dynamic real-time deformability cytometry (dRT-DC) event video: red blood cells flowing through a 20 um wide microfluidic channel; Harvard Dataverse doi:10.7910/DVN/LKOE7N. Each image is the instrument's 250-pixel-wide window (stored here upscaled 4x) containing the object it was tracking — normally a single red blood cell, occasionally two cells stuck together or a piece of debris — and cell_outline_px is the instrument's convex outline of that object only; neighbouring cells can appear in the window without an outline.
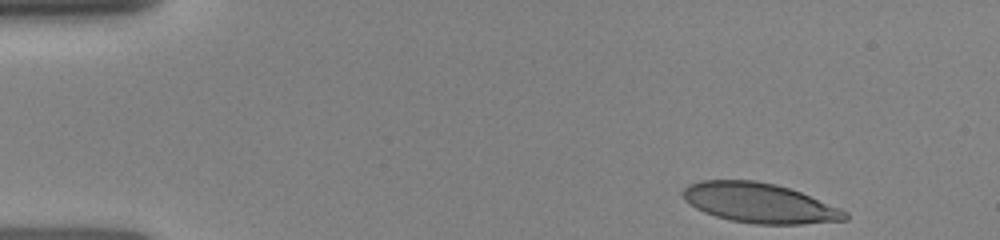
{"species": "human", "species_latin": "Homo sapiens", "temperature_condition": "room temperature", "stored_images_in_passage": 6, "camera_frame_rate_fps": 3000, "um_per_image_px": 0.085, "donor": {"sex": "female"}, "frame": {"image": 1, "passage_image": 1, "time_ms": 0.0, "image_size_px": [1000, 240], "cell_outline_px": [[848, 220], [800, 224], [756, 224], [732, 220], [716, 216], [704, 212], [696, 208], [684, 200], [680, 192], [688, 184], [700, 180], [756, 180], [776, 184], [800, 192], [840, 208], [848, 212]], "centroid_in_image_um": [64.53, 17.24], "position_along_channel_um": 20.5, "area_um2": 37.63}}
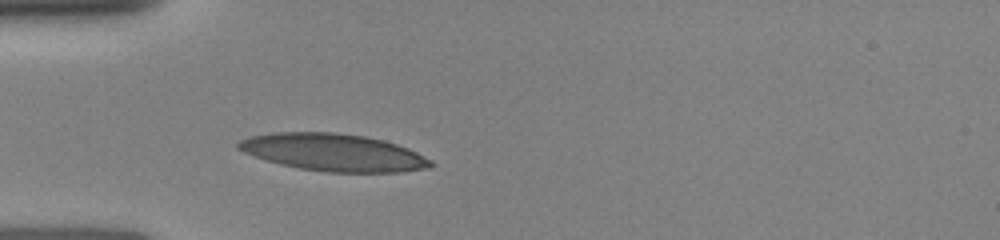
{"frame": {"image": 2, "passage_image": 6, "time_ms": 3.0, "image_size_px": [1000, 240], "cell_outline_px": [[436, 164], [428, 168], [400, 172], [328, 172], [300, 168], [280, 164], [244, 152], [236, 148], [236, 144], [240, 140], [248, 136], [272, 132], [336, 132], [364, 136], [384, 140], [408, 148], [432, 160]], "centroid_in_image_um": [28.35, 12.95], "position_along_channel_um": 56.7, "area_um2": 41.85}}